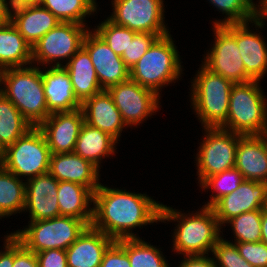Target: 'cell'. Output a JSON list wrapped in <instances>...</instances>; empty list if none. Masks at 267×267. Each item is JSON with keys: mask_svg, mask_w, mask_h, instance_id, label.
<instances>
[{"mask_svg": "<svg viewBox=\"0 0 267 267\" xmlns=\"http://www.w3.org/2000/svg\"><path fill=\"white\" fill-rule=\"evenodd\" d=\"M116 143L117 141L109 134L84 122L73 152L90 161L99 169L101 158L112 156L115 153L114 145Z\"/></svg>", "mask_w": 267, "mask_h": 267, "instance_id": "4316f807", "label": "cell"}, {"mask_svg": "<svg viewBox=\"0 0 267 267\" xmlns=\"http://www.w3.org/2000/svg\"><path fill=\"white\" fill-rule=\"evenodd\" d=\"M261 242L267 244V212L262 209L261 218Z\"/></svg>", "mask_w": 267, "mask_h": 267, "instance_id": "bcb514c9", "label": "cell"}, {"mask_svg": "<svg viewBox=\"0 0 267 267\" xmlns=\"http://www.w3.org/2000/svg\"><path fill=\"white\" fill-rule=\"evenodd\" d=\"M93 205L91 226L114 240L137 238L132 230L160 221L162 206L146 194L109 188L101 183L94 192Z\"/></svg>", "mask_w": 267, "mask_h": 267, "instance_id": "6da1fadb", "label": "cell"}, {"mask_svg": "<svg viewBox=\"0 0 267 267\" xmlns=\"http://www.w3.org/2000/svg\"><path fill=\"white\" fill-rule=\"evenodd\" d=\"M49 173L58 181L81 184L93 193L100 185L99 169L74 152L51 154Z\"/></svg>", "mask_w": 267, "mask_h": 267, "instance_id": "603a6c76", "label": "cell"}, {"mask_svg": "<svg viewBox=\"0 0 267 267\" xmlns=\"http://www.w3.org/2000/svg\"><path fill=\"white\" fill-rule=\"evenodd\" d=\"M62 66L68 72L75 97L81 104L86 99L103 91L90 55L83 46L72 56L66 65Z\"/></svg>", "mask_w": 267, "mask_h": 267, "instance_id": "d4e9b609", "label": "cell"}, {"mask_svg": "<svg viewBox=\"0 0 267 267\" xmlns=\"http://www.w3.org/2000/svg\"><path fill=\"white\" fill-rule=\"evenodd\" d=\"M0 165V218L24 211L26 182Z\"/></svg>", "mask_w": 267, "mask_h": 267, "instance_id": "f1b7e54d", "label": "cell"}, {"mask_svg": "<svg viewBox=\"0 0 267 267\" xmlns=\"http://www.w3.org/2000/svg\"><path fill=\"white\" fill-rule=\"evenodd\" d=\"M38 267H67L65 250L49 249L36 253Z\"/></svg>", "mask_w": 267, "mask_h": 267, "instance_id": "60d3db41", "label": "cell"}, {"mask_svg": "<svg viewBox=\"0 0 267 267\" xmlns=\"http://www.w3.org/2000/svg\"><path fill=\"white\" fill-rule=\"evenodd\" d=\"M205 137L197 153L200 185L210 176L235 167L238 140L242 135L220 127L204 128Z\"/></svg>", "mask_w": 267, "mask_h": 267, "instance_id": "9c48e42d", "label": "cell"}, {"mask_svg": "<svg viewBox=\"0 0 267 267\" xmlns=\"http://www.w3.org/2000/svg\"><path fill=\"white\" fill-rule=\"evenodd\" d=\"M213 27L215 42L202 64L234 84L252 81L245 72L236 38L223 25Z\"/></svg>", "mask_w": 267, "mask_h": 267, "instance_id": "4fadbf2b", "label": "cell"}, {"mask_svg": "<svg viewBox=\"0 0 267 267\" xmlns=\"http://www.w3.org/2000/svg\"><path fill=\"white\" fill-rule=\"evenodd\" d=\"M0 0V25H6L11 23V16H12V0ZM11 7H9V6ZM11 8V9H9Z\"/></svg>", "mask_w": 267, "mask_h": 267, "instance_id": "f6af8a7d", "label": "cell"}, {"mask_svg": "<svg viewBox=\"0 0 267 267\" xmlns=\"http://www.w3.org/2000/svg\"><path fill=\"white\" fill-rule=\"evenodd\" d=\"M177 221L174 229L173 250L185 256L208 255L216 242L221 238L222 228L211 207L203 206L200 212L188 214L161 206L160 221Z\"/></svg>", "mask_w": 267, "mask_h": 267, "instance_id": "7a4b0ae2", "label": "cell"}, {"mask_svg": "<svg viewBox=\"0 0 267 267\" xmlns=\"http://www.w3.org/2000/svg\"><path fill=\"white\" fill-rule=\"evenodd\" d=\"M178 267H217L214 258L205 255L186 256Z\"/></svg>", "mask_w": 267, "mask_h": 267, "instance_id": "7bdbcfd3", "label": "cell"}, {"mask_svg": "<svg viewBox=\"0 0 267 267\" xmlns=\"http://www.w3.org/2000/svg\"><path fill=\"white\" fill-rule=\"evenodd\" d=\"M239 254L253 267H267V244L259 242L235 243Z\"/></svg>", "mask_w": 267, "mask_h": 267, "instance_id": "f35d334b", "label": "cell"}, {"mask_svg": "<svg viewBox=\"0 0 267 267\" xmlns=\"http://www.w3.org/2000/svg\"><path fill=\"white\" fill-rule=\"evenodd\" d=\"M212 253L217 259L214 258L217 267H253L239 254L235 243L222 237L216 242Z\"/></svg>", "mask_w": 267, "mask_h": 267, "instance_id": "8d00e7d4", "label": "cell"}, {"mask_svg": "<svg viewBox=\"0 0 267 267\" xmlns=\"http://www.w3.org/2000/svg\"><path fill=\"white\" fill-rule=\"evenodd\" d=\"M108 44V46L118 55L122 56L124 50H127L129 43L137 32L127 27L119 26L108 18L94 29Z\"/></svg>", "mask_w": 267, "mask_h": 267, "instance_id": "d590c367", "label": "cell"}, {"mask_svg": "<svg viewBox=\"0 0 267 267\" xmlns=\"http://www.w3.org/2000/svg\"><path fill=\"white\" fill-rule=\"evenodd\" d=\"M51 154L42 131L32 127L6 147L0 165L18 178L27 176L29 180L49 172Z\"/></svg>", "mask_w": 267, "mask_h": 267, "instance_id": "ba28073f", "label": "cell"}, {"mask_svg": "<svg viewBox=\"0 0 267 267\" xmlns=\"http://www.w3.org/2000/svg\"><path fill=\"white\" fill-rule=\"evenodd\" d=\"M82 108L74 111L54 112L38 128L42 131L52 154L74 151L82 124Z\"/></svg>", "mask_w": 267, "mask_h": 267, "instance_id": "9a60e30c", "label": "cell"}, {"mask_svg": "<svg viewBox=\"0 0 267 267\" xmlns=\"http://www.w3.org/2000/svg\"><path fill=\"white\" fill-rule=\"evenodd\" d=\"M243 180L242 173L235 167L208 177L200 185L201 188H212V193L217 192V194H212L211 199L204 206L212 207L220 198L236 190Z\"/></svg>", "mask_w": 267, "mask_h": 267, "instance_id": "836d02e7", "label": "cell"}, {"mask_svg": "<svg viewBox=\"0 0 267 267\" xmlns=\"http://www.w3.org/2000/svg\"><path fill=\"white\" fill-rule=\"evenodd\" d=\"M249 23L223 25L235 38L246 74L260 81L267 73V45L261 35L249 29Z\"/></svg>", "mask_w": 267, "mask_h": 267, "instance_id": "ac0fdd59", "label": "cell"}, {"mask_svg": "<svg viewBox=\"0 0 267 267\" xmlns=\"http://www.w3.org/2000/svg\"><path fill=\"white\" fill-rule=\"evenodd\" d=\"M6 147L2 144V141L0 139V161L3 159L5 154Z\"/></svg>", "mask_w": 267, "mask_h": 267, "instance_id": "681fc988", "label": "cell"}, {"mask_svg": "<svg viewBox=\"0 0 267 267\" xmlns=\"http://www.w3.org/2000/svg\"><path fill=\"white\" fill-rule=\"evenodd\" d=\"M45 70L42 71V78L49 112L74 111L81 108L66 69L63 66H50Z\"/></svg>", "mask_w": 267, "mask_h": 267, "instance_id": "cb8c5ba5", "label": "cell"}, {"mask_svg": "<svg viewBox=\"0 0 267 267\" xmlns=\"http://www.w3.org/2000/svg\"><path fill=\"white\" fill-rule=\"evenodd\" d=\"M164 35L167 34L136 33L127 50H124L121 56L126 66L131 69L153 43Z\"/></svg>", "mask_w": 267, "mask_h": 267, "instance_id": "74e56055", "label": "cell"}, {"mask_svg": "<svg viewBox=\"0 0 267 267\" xmlns=\"http://www.w3.org/2000/svg\"><path fill=\"white\" fill-rule=\"evenodd\" d=\"M262 209L242 213L227 223L232 225L235 243L261 241Z\"/></svg>", "mask_w": 267, "mask_h": 267, "instance_id": "e575fe53", "label": "cell"}, {"mask_svg": "<svg viewBox=\"0 0 267 267\" xmlns=\"http://www.w3.org/2000/svg\"><path fill=\"white\" fill-rule=\"evenodd\" d=\"M0 92L33 126L38 127L51 114L48 110L41 68L16 67L0 71Z\"/></svg>", "mask_w": 267, "mask_h": 267, "instance_id": "3957f363", "label": "cell"}, {"mask_svg": "<svg viewBox=\"0 0 267 267\" xmlns=\"http://www.w3.org/2000/svg\"><path fill=\"white\" fill-rule=\"evenodd\" d=\"M116 241L125 249L131 267H170L159 249L139 237Z\"/></svg>", "mask_w": 267, "mask_h": 267, "instance_id": "1f68e13d", "label": "cell"}, {"mask_svg": "<svg viewBox=\"0 0 267 267\" xmlns=\"http://www.w3.org/2000/svg\"><path fill=\"white\" fill-rule=\"evenodd\" d=\"M85 27L74 22H60L32 47V63L46 65L56 61L52 66H62L58 60L66 58L69 61L83 46L89 31Z\"/></svg>", "mask_w": 267, "mask_h": 267, "instance_id": "30bf717a", "label": "cell"}, {"mask_svg": "<svg viewBox=\"0 0 267 267\" xmlns=\"http://www.w3.org/2000/svg\"><path fill=\"white\" fill-rule=\"evenodd\" d=\"M218 10L227 16L223 20H216L213 25H227L252 22L258 28L263 27L264 19L259 17V5L252 0H209Z\"/></svg>", "mask_w": 267, "mask_h": 267, "instance_id": "f546056e", "label": "cell"}, {"mask_svg": "<svg viewBox=\"0 0 267 267\" xmlns=\"http://www.w3.org/2000/svg\"><path fill=\"white\" fill-rule=\"evenodd\" d=\"M81 108L85 123L109 134L116 141H120L118 138L126 124L107 90L86 99L81 104Z\"/></svg>", "mask_w": 267, "mask_h": 267, "instance_id": "d6986e66", "label": "cell"}, {"mask_svg": "<svg viewBox=\"0 0 267 267\" xmlns=\"http://www.w3.org/2000/svg\"><path fill=\"white\" fill-rule=\"evenodd\" d=\"M233 85L222 75L201 66L191 85V103L204 128L221 127L227 121Z\"/></svg>", "mask_w": 267, "mask_h": 267, "instance_id": "5b68a950", "label": "cell"}, {"mask_svg": "<svg viewBox=\"0 0 267 267\" xmlns=\"http://www.w3.org/2000/svg\"><path fill=\"white\" fill-rule=\"evenodd\" d=\"M42 2L43 0H12L13 5H36Z\"/></svg>", "mask_w": 267, "mask_h": 267, "instance_id": "c3c4849f", "label": "cell"}, {"mask_svg": "<svg viewBox=\"0 0 267 267\" xmlns=\"http://www.w3.org/2000/svg\"><path fill=\"white\" fill-rule=\"evenodd\" d=\"M235 168L244 180L267 183V134L242 136L238 140Z\"/></svg>", "mask_w": 267, "mask_h": 267, "instance_id": "ffe728a7", "label": "cell"}, {"mask_svg": "<svg viewBox=\"0 0 267 267\" xmlns=\"http://www.w3.org/2000/svg\"><path fill=\"white\" fill-rule=\"evenodd\" d=\"M267 197V183L243 180L240 186L220 198L211 208L220 226L245 212L263 209Z\"/></svg>", "mask_w": 267, "mask_h": 267, "instance_id": "2e32d148", "label": "cell"}, {"mask_svg": "<svg viewBox=\"0 0 267 267\" xmlns=\"http://www.w3.org/2000/svg\"><path fill=\"white\" fill-rule=\"evenodd\" d=\"M33 126L20 111L0 92V139L5 147L12 145Z\"/></svg>", "mask_w": 267, "mask_h": 267, "instance_id": "4dcf8cb0", "label": "cell"}, {"mask_svg": "<svg viewBox=\"0 0 267 267\" xmlns=\"http://www.w3.org/2000/svg\"><path fill=\"white\" fill-rule=\"evenodd\" d=\"M41 5L52 12L61 22L85 25L84 18L96 12L95 0H43Z\"/></svg>", "mask_w": 267, "mask_h": 267, "instance_id": "d6a6232c", "label": "cell"}, {"mask_svg": "<svg viewBox=\"0 0 267 267\" xmlns=\"http://www.w3.org/2000/svg\"><path fill=\"white\" fill-rule=\"evenodd\" d=\"M264 211H266L267 212V197H266V200H265V205H264Z\"/></svg>", "mask_w": 267, "mask_h": 267, "instance_id": "f907efd6", "label": "cell"}, {"mask_svg": "<svg viewBox=\"0 0 267 267\" xmlns=\"http://www.w3.org/2000/svg\"><path fill=\"white\" fill-rule=\"evenodd\" d=\"M259 85L252 80L232 86L227 121L220 128L242 136L267 134V100Z\"/></svg>", "mask_w": 267, "mask_h": 267, "instance_id": "277c9868", "label": "cell"}, {"mask_svg": "<svg viewBox=\"0 0 267 267\" xmlns=\"http://www.w3.org/2000/svg\"><path fill=\"white\" fill-rule=\"evenodd\" d=\"M108 19L134 32L169 34L164 22L163 0H114Z\"/></svg>", "mask_w": 267, "mask_h": 267, "instance_id": "8fae6325", "label": "cell"}, {"mask_svg": "<svg viewBox=\"0 0 267 267\" xmlns=\"http://www.w3.org/2000/svg\"><path fill=\"white\" fill-rule=\"evenodd\" d=\"M126 126L140 125L160 108V96L153 90L128 79L108 90Z\"/></svg>", "mask_w": 267, "mask_h": 267, "instance_id": "7c38bea8", "label": "cell"}, {"mask_svg": "<svg viewBox=\"0 0 267 267\" xmlns=\"http://www.w3.org/2000/svg\"><path fill=\"white\" fill-rule=\"evenodd\" d=\"M29 222L28 228L11 234L34 253L49 249L66 250L88 226L81 219L61 215Z\"/></svg>", "mask_w": 267, "mask_h": 267, "instance_id": "52a82bcc", "label": "cell"}, {"mask_svg": "<svg viewBox=\"0 0 267 267\" xmlns=\"http://www.w3.org/2000/svg\"><path fill=\"white\" fill-rule=\"evenodd\" d=\"M94 193L81 184L69 181H59L57 189L58 205L61 216H69L83 220L91 225ZM90 206V208H89Z\"/></svg>", "mask_w": 267, "mask_h": 267, "instance_id": "484cf974", "label": "cell"}, {"mask_svg": "<svg viewBox=\"0 0 267 267\" xmlns=\"http://www.w3.org/2000/svg\"><path fill=\"white\" fill-rule=\"evenodd\" d=\"M83 47L88 51L102 90L130 79V69L94 30L87 32Z\"/></svg>", "mask_w": 267, "mask_h": 267, "instance_id": "5bb4252c", "label": "cell"}, {"mask_svg": "<svg viewBox=\"0 0 267 267\" xmlns=\"http://www.w3.org/2000/svg\"><path fill=\"white\" fill-rule=\"evenodd\" d=\"M170 34L159 37L130 69V79L160 95L159 90L182 73L178 50Z\"/></svg>", "mask_w": 267, "mask_h": 267, "instance_id": "8992f818", "label": "cell"}, {"mask_svg": "<svg viewBox=\"0 0 267 267\" xmlns=\"http://www.w3.org/2000/svg\"><path fill=\"white\" fill-rule=\"evenodd\" d=\"M5 250L0 252V267H13L14 262V236L7 234L5 237Z\"/></svg>", "mask_w": 267, "mask_h": 267, "instance_id": "ee69618b", "label": "cell"}, {"mask_svg": "<svg viewBox=\"0 0 267 267\" xmlns=\"http://www.w3.org/2000/svg\"><path fill=\"white\" fill-rule=\"evenodd\" d=\"M12 13V24L31 47L61 22L41 4L13 5Z\"/></svg>", "mask_w": 267, "mask_h": 267, "instance_id": "7402d4cb", "label": "cell"}, {"mask_svg": "<svg viewBox=\"0 0 267 267\" xmlns=\"http://www.w3.org/2000/svg\"><path fill=\"white\" fill-rule=\"evenodd\" d=\"M100 267H131L125 249L116 240L104 253Z\"/></svg>", "mask_w": 267, "mask_h": 267, "instance_id": "ab89813d", "label": "cell"}, {"mask_svg": "<svg viewBox=\"0 0 267 267\" xmlns=\"http://www.w3.org/2000/svg\"><path fill=\"white\" fill-rule=\"evenodd\" d=\"M259 4V17L265 20L267 18V0H261Z\"/></svg>", "mask_w": 267, "mask_h": 267, "instance_id": "7dc6e473", "label": "cell"}, {"mask_svg": "<svg viewBox=\"0 0 267 267\" xmlns=\"http://www.w3.org/2000/svg\"><path fill=\"white\" fill-rule=\"evenodd\" d=\"M32 65V47L11 23L0 25V71Z\"/></svg>", "mask_w": 267, "mask_h": 267, "instance_id": "83f0119b", "label": "cell"}, {"mask_svg": "<svg viewBox=\"0 0 267 267\" xmlns=\"http://www.w3.org/2000/svg\"><path fill=\"white\" fill-rule=\"evenodd\" d=\"M115 240L87 226L65 251L67 267H100L104 253Z\"/></svg>", "mask_w": 267, "mask_h": 267, "instance_id": "44dd1931", "label": "cell"}, {"mask_svg": "<svg viewBox=\"0 0 267 267\" xmlns=\"http://www.w3.org/2000/svg\"><path fill=\"white\" fill-rule=\"evenodd\" d=\"M58 183L59 181L49 172L27 180L24 211H29L31 221L60 216Z\"/></svg>", "mask_w": 267, "mask_h": 267, "instance_id": "e0dca14e", "label": "cell"}, {"mask_svg": "<svg viewBox=\"0 0 267 267\" xmlns=\"http://www.w3.org/2000/svg\"><path fill=\"white\" fill-rule=\"evenodd\" d=\"M13 267H38L36 253L27 249L14 237V262Z\"/></svg>", "mask_w": 267, "mask_h": 267, "instance_id": "b9f144b4", "label": "cell"}]
</instances>
